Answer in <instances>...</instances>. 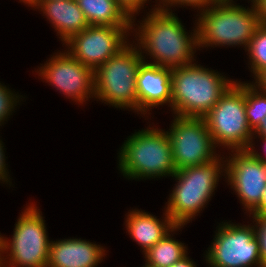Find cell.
<instances>
[{"mask_svg": "<svg viewBox=\"0 0 266 267\" xmlns=\"http://www.w3.org/2000/svg\"><path fill=\"white\" fill-rule=\"evenodd\" d=\"M89 25L132 27V18L117 0H76Z\"/></svg>", "mask_w": 266, "mask_h": 267, "instance_id": "obj_18", "label": "cell"}, {"mask_svg": "<svg viewBox=\"0 0 266 267\" xmlns=\"http://www.w3.org/2000/svg\"><path fill=\"white\" fill-rule=\"evenodd\" d=\"M249 56L248 65L250 72L255 79L262 71L266 69V25L261 24L255 35L249 41L245 50Z\"/></svg>", "mask_w": 266, "mask_h": 267, "instance_id": "obj_21", "label": "cell"}, {"mask_svg": "<svg viewBox=\"0 0 266 267\" xmlns=\"http://www.w3.org/2000/svg\"><path fill=\"white\" fill-rule=\"evenodd\" d=\"M215 0H155L154 8L165 10V11H173L171 7H184L192 6V8L197 9V12L207 9L210 5H212Z\"/></svg>", "mask_w": 266, "mask_h": 267, "instance_id": "obj_23", "label": "cell"}, {"mask_svg": "<svg viewBox=\"0 0 266 267\" xmlns=\"http://www.w3.org/2000/svg\"><path fill=\"white\" fill-rule=\"evenodd\" d=\"M255 7L260 18L261 24L266 25V0H259L255 4Z\"/></svg>", "mask_w": 266, "mask_h": 267, "instance_id": "obj_28", "label": "cell"}, {"mask_svg": "<svg viewBox=\"0 0 266 267\" xmlns=\"http://www.w3.org/2000/svg\"><path fill=\"white\" fill-rule=\"evenodd\" d=\"M15 93V91L0 82V127L4 125V121H8L7 119L13 115L12 113L16 110L15 106L20 105L22 98H26L18 95L19 93Z\"/></svg>", "mask_w": 266, "mask_h": 267, "instance_id": "obj_22", "label": "cell"}, {"mask_svg": "<svg viewBox=\"0 0 266 267\" xmlns=\"http://www.w3.org/2000/svg\"><path fill=\"white\" fill-rule=\"evenodd\" d=\"M207 249L204 258L208 267H263L254 222L219 223Z\"/></svg>", "mask_w": 266, "mask_h": 267, "instance_id": "obj_9", "label": "cell"}, {"mask_svg": "<svg viewBox=\"0 0 266 267\" xmlns=\"http://www.w3.org/2000/svg\"><path fill=\"white\" fill-rule=\"evenodd\" d=\"M149 0H117L118 4L125 10V12L132 18V23L137 20L138 15L142 9L146 8L145 3L148 4ZM145 6V7H144ZM135 17V18H134Z\"/></svg>", "mask_w": 266, "mask_h": 267, "instance_id": "obj_25", "label": "cell"}, {"mask_svg": "<svg viewBox=\"0 0 266 267\" xmlns=\"http://www.w3.org/2000/svg\"><path fill=\"white\" fill-rule=\"evenodd\" d=\"M252 82L262 91L266 92V69L255 78V81L253 80Z\"/></svg>", "mask_w": 266, "mask_h": 267, "instance_id": "obj_30", "label": "cell"}, {"mask_svg": "<svg viewBox=\"0 0 266 267\" xmlns=\"http://www.w3.org/2000/svg\"><path fill=\"white\" fill-rule=\"evenodd\" d=\"M251 215L266 216V189L263 193V197L259 206L249 216Z\"/></svg>", "mask_w": 266, "mask_h": 267, "instance_id": "obj_29", "label": "cell"}, {"mask_svg": "<svg viewBox=\"0 0 266 267\" xmlns=\"http://www.w3.org/2000/svg\"><path fill=\"white\" fill-rule=\"evenodd\" d=\"M251 1V4L255 5L259 0H249L248 2Z\"/></svg>", "mask_w": 266, "mask_h": 267, "instance_id": "obj_35", "label": "cell"}, {"mask_svg": "<svg viewBox=\"0 0 266 267\" xmlns=\"http://www.w3.org/2000/svg\"><path fill=\"white\" fill-rule=\"evenodd\" d=\"M232 153V154H231ZM226 157V182L250 215L260 204L266 189V164L249 150H232Z\"/></svg>", "mask_w": 266, "mask_h": 267, "instance_id": "obj_13", "label": "cell"}, {"mask_svg": "<svg viewBox=\"0 0 266 267\" xmlns=\"http://www.w3.org/2000/svg\"><path fill=\"white\" fill-rule=\"evenodd\" d=\"M197 64L194 61L171 69L170 110L175 116L203 118L236 81Z\"/></svg>", "mask_w": 266, "mask_h": 267, "instance_id": "obj_2", "label": "cell"}, {"mask_svg": "<svg viewBox=\"0 0 266 267\" xmlns=\"http://www.w3.org/2000/svg\"><path fill=\"white\" fill-rule=\"evenodd\" d=\"M130 32L132 27L89 25L62 45L73 58L95 71L130 42Z\"/></svg>", "mask_w": 266, "mask_h": 267, "instance_id": "obj_12", "label": "cell"}, {"mask_svg": "<svg viewBox=\"0 0 266 267\" xmlns=\"http://www.w3.org/2000/svg\"><path fill=\"white\" fill-rule=\"evenodd\" d=\"M5 148H4V143L2 142V140L0 139V182L1 183H5V184H9V187L12 185L11 179H10V175H9V171H8V166H6V157H5V152H4Z\"/></svg>", "mask_w": 266, "mask_h": 267, "instance_id": "obj_26", "label": "cell"}, {"mask_svg": "<svg viewBox=\"0 0 266 267\" xmlns=\"http://www.w3.org/2000/svg\"><path fill=\"white\" fill-rule=\"evenodd\" d=\"M141 63L137 76V114L151 115L150 111L159 105L171 108V68L148 63L146 57Z\"/></svg>", "mask_w": 266, "mask_h": 267, "instance_id": "obj_14", "label": "cell"}, {"mask_svg": "<svg viewBox=\"0 0 266 267\" xmlns=\"http://www.w3.org/2000/svg\"><path fill=\"white\" fill-rule=\"evenodd\" d=\"M250 217H252V222L255 224V236L259 241L262 265L266 267V216L252 215Z\"/></svg>", "mask_w": 266, "mask_h": 267, "instance_id": "obj_24", "label": "cell"}, {"mask_svg": "<svg viewBox=\"0 0 266 267\" xmlns=\"http://www.w3.org/2000/svg\"><path fill=\"white\" fill-rule=\"evenodd\" d=\"M197 265L188 257V254L184 256L181 260L174 263L171 267H196Z\"/></svg>", "mask_w": 266, "mask_h": 267, "instance_id": "obj_31", "label": "cell"}, {"mask_svg": "<svg viewBox=\"0 0 266 267\" xmlns=\"http://www.w3.org/2000/svg\"><path fill=\"white\" fill-rule=\"evenodd\" d=\"M106 255L105 247L96 242L60 239L50 243L47 267H97Z\"/></svg>", "mask_w": 266, "mask_h": 267, "instance_id": "obj_15", "label": "cell"}, {"mask_svg": "<svg viewBox=\"0 0 266 267\" xmlns=\"http://www.w3.org/2000/svg\"><path fill=\"white\" fill-rule=\"evenodd\" d=\"M215 1H232L233 2V0H215Z\"/></svg>", "mask_w": 266, "mask_h": 267, "instance_id": "obj_36", "label": "cell"}, {"mask_svg": "<svg viewBox=\"0 0 266 267\" xmlns=\"http://www.w3.org/2000/svg\"><path fill=\"white\" fill-rule=\"evenodd\" d=\"M250 5L246 8L235 1H215L198 12L195 20L198 49L240 45L246 50L261 25L255 5Z\"/></svg>", "mask_w": 266, "mask_h": 267, "instance_id": "obj_4", "label": "cell"}, {"mask_svg": "<svg viewBox=\"0 0 266 267\" xmlns=\"http://www.w3.org/2000/svg\"><path fill=\"white\" fill-rule=\"evenodd\" d=\"M245 113L254 131L266 116V92L253 82L244 81Z\"/></svg>", "mask_w": 266, "mask_h": 267, "instance_id": "obj_20", "label": "cell"}, {"mask_svg": "<svg viewBox=\"0 0 266 267\" xmlns=\"http://www.w3.org/2000/svg\"><path fill=\"white\" fill-rule=\"evenodd\" d=\"M146 13L141 22L137 21L139 25L132 23L131 36L136 39L131 42L139 47L142 56L144 53L150 56L153 61L148 63L172 69L196 61L194 55L199 50L196 25L189 35L176 13L154 7Z\"/></svg>", "mask_w": 266, "mask_h": 267, "instance_id": "obj_1", "label": "cell"}, {"mask_svg": "<svg viewBox=\"0 0 266 267\" xmlns=\"http://www.w3.org/2000/svg\"><path fill=\"white\" fill-rule=\"evenodd\" d=\"M253 136H266V116L258 125V127L253 131Z\"/></svg>", "mask_w": 266, "mask_h": 267, "instance_id": "obj_32", "label": "cell"}, {"mask_svg": "<svg viewBox=\"0 0 266 267\" xmlns=\"http://www.w3.org/2000/svg\"><path fill=\"white\" fill-rule=\"evenodd\" d=\"M21 3L23 2L26 6L28 5V7H33L38 0H19Z\"/></svg>", "mask_w": 266, "mask_h": 267, "instance_id": "obj_33", "label": "cell"}, {"mask_svg": "<svg viewBox=\"0 0 266 267\" xmlns=\"http://www.w3.org/2000/svg\"><path fill=\"white\" fill-rule=\"evenodd\" d=\"M21 213L12 239L3 237L0 267H47L51 241L45 217L35 202L29 203Z\"/></svg>", "mask_w": 266, "mask_h": 267, "instance_id": "obj_7", "label": "cell"}, {"mask_svg": "<svg viewBox=\"0 0 266 267\" xmlns=\"http://www.w3.org/2000/svg\"><path fill=\"white\" fill-rule=\"evenodd\" d=\"M129 42L94 71L95 100L137 112L136 76L144 61L139 47Z\"/></svg>", "mask_w": 266, "mask_h": 267, "instance_id": "obj_6", "label": "cell"}, {"mask_svg": "<svg viewBox=\"0 0 266 267\" xmlns=\"http://www.w3.org/2000/svg\"><path fill=\"white\" fill-rule=\"evenodd\" d=\"M3 237L1 233H0V260H1V256H2V249H3Z\"/></svg>", "mask_w": 266, "mask_h": 267, "instance_id": "obj_34", "label": "cell"}, {"mask_svg": "<svg viewBox=\"0 0 266 267\" xmlns=\"http://www.w3.org/2000/svg\"><path fill=\"white\" fill-rule=\"evenodd\" d=\"M184 225H176L159 242L144 253L145 264L149 267H171L188 253L187 246L175 240L173 234L183 228ZM173 232V233H172Z\"/></svg>", "mask_w": 266, "mask_h": 267, "instance_id": "obj_19", "label": "cell"}, {"mask_svg": "<svg viewBox=\"0 0 266 267\" xmlns=\"http://www.w3.org/2000/svg\"><path fill=\"white\" fill-rule=\"evenodd\" d=\"M173 117L167 133L177 170L207 164L220 156L204 118Z\"/></svg>", "mask_w": 266, "mask_h": 267, "instance_id": "obj_10", "label": "cell"}, {"mask_svg": "<svg viewBox=\"0 0 266 267\" xmlns=\"http://www.w3.org/2000/svg\"><path fill=\"white\" fill-rule=\"evenodd\" d=\"M203 118L216 147L248 150L253 130L245 113L243 81L236 80Z\"/></svg>", "mask_w": 266, "mask_h": 267, "instance_id": "obj_8", "label": "cell"}, {"mask_svg": "<svg viewBox=\"0 0 266 267\" xmlns=\"http://www.w3.org/2000/svg\"><path fill=\"white\" fill-rule=\"evenodd\" d=\"M259 139L260 138V143L262 141L263 145H262V148L263 149V152L265 153L264 154V157L262 156V154L260 152H258L256 149H255V140L254 139ZM248 150L258 159L260 160L261 162L265 163L266 164V136H253L252 137V142L248 148Z\"/></svg>", "mask_w": 266, "mask_h": 267, "instance_id": "obj_27", "label": "cell"}, {"mask_svg": "<svg viewBox=\"0 0 266 267\" xmlns=\"http://www.w3.org/2000/svg\"><path fill=\"white\" fill-rule=\"evenodd\" d=\"M129 211L128 215L126 214V223L124 222L125 228L130 235L129 237L141 246L143 253L147 252L176 226L166 210L163 212V220L157 219V216L145 212V210L135 208Z\"/></svg>", "mask_w": 266, "mask_h": 267, "instance_id": "obj_17", "label": "cell"}, {"mask_svg": "<svg viewBox=\"0 0 266 267\" xmlns=\"http://www.w3.org/2000/svg\"><path fill=\"white\" fill-rule=\"evenodd\" d=\"M33 8L46 16L63 44L89 26L76 0H38Z\"/></svg>", "mask_w": 266, "mask_h": 267, "instance_id": "obj_16", "label": "cell"}, {"mask_svg": "<svg viewBox=\"0 0 266 267\" xmlns=\"http://www.w3.org/2000/svg\"><path fill=\"white\" fill-rule=\"evenodd\" d=\"M155 127V128H154ZM118 151V169L130 180L172 177L174 163L169 135L156 126L142 129L128 136Z\"/></svg>", "mask_w": 266, "mask_h": 267, "instance_id": "obj_3", "label": "cell"}, {"mask_svg": "<svg viewBox=\"0 0 266 267\" xmlns=\"http://www.w3.org/2000/svg\"><path fill=\"white\" fill-rule=\"evenodd\" d=\"M224 159L226 157L220 154L207 164L177 170L172 176L176 183L164 209L176 225L186 226L208 205L213 194L215 195L220 177L225 178Z\"/></svg>", "mask_w": 266, "mask_h": 267, "instance_id": "obj_5", "label": "cell"}, {"mask_svg": "<svg viewBox=\"0 0 266 267\" xmlns=\"http://www.w3.org/2000/svg\"><path fill=\"white\" fill-rule=\"evenodd\" d=\"M49 60L38 67L35 73L57 91L76 102L84 105L94 98V71L77 61L66 50L53 53Z\"/></svg>", "mask_w": 266, "mask_h": 267, "instance_id": "obj_11", "label": "cell"}]
</instances>
